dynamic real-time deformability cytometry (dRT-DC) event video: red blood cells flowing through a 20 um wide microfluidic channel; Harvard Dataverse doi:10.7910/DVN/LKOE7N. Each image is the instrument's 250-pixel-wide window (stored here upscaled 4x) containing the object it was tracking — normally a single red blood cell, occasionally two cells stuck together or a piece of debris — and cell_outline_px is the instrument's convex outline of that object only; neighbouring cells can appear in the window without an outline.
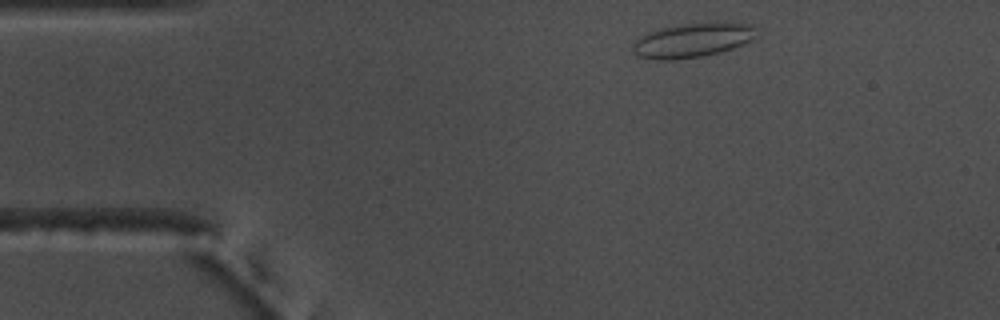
{"species": "common noctule bat (a hibernating species)", "species_latin": "Nyctalus noctula", "temperature_condition": "warm", "stored_images_in_passage": 49, "camera_frame_rate_fps": 3000, "um_per_image_px": 0.085, "animal": {"sex": "male", "body_mass_g": 17.5, "forearm_length_mm": 52.3}, "frame": {"image": 1, "passage_image": 3, "time_ms": 0.667, "image_size_px": [1000, 320], "cell_outline_px": [[760, 36], [744, 44], [720, 52], [704, 56], [672, 60], [656, 60], [636, 56], [632, 52], [632, 44], [640, 36], [648, 32], [660, 28], [680, 24], [728, 20], [748, 24], [760, 28]], "centroid_in_image_um": [58.95, 3.39], "position_along_channel_um": 26.1, "area_um2": 25.78}}
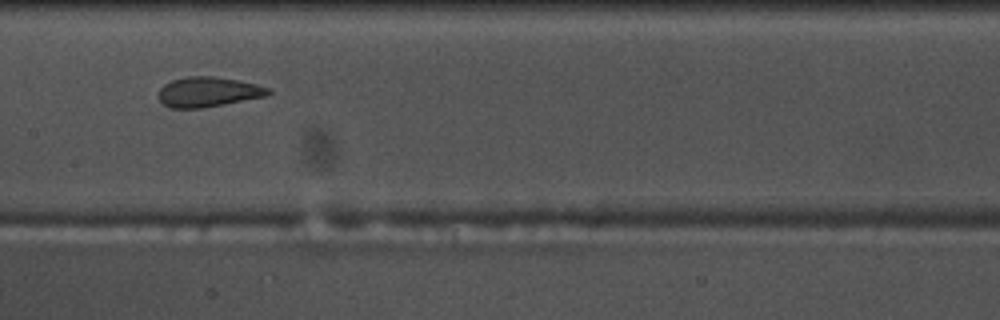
{"frame": {"image": 2, "passage_image": 21, "time_ms": 6.667, "image_size_px": [1000, 320], "cell_outline_px": [[272, 92], [268, 96], [204, 108], [172, 108], [164, 104], [160, 100], [160, 88], [164, 84], [172, 80], [188, 76], [212, 76], [236, 80], [256, 84], [272, 88]], "centroid_in_image_um": [17.75, 7.82], "position_along_channel_um": 189.7, "area_um2": 19.19}}
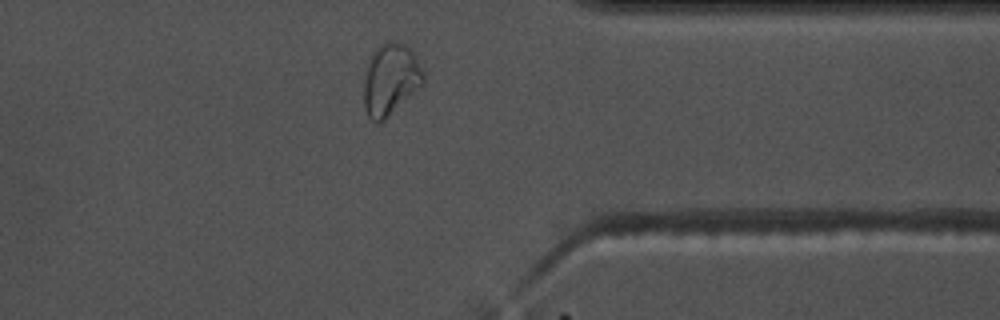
{"frame": {"image": 3, "passage_image": 37, "time_ms": 12.0, "image_size_px": [1000, 320], "cell_outline_px": [[424, 84], [380, 124], [372, 120], [368, 116], [364, 108], [364, 76], [372, 52], [384, 40], [392, 40], [404, 44], [412, 52], [424, 76]], "centroid_in_image_um": [33.17, 6.76], "position_along_channel_um": 378.2, "area_um2": 24.8}, "authors_computed_cell_mechanics": {"area_um2": 20.808, "velocity_mm_per_s": 3.7039, "shape_relaxation_time_tau1_ms": 4.5809, "shape_relaxation_time_tau2_ms": 1.2674, "deformation_change_tau1": 0.1323, "deformation_change_tau2": 0.0908}}